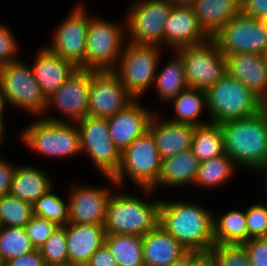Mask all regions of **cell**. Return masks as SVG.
I'll return each mask as SVG.
<instances>
[{"label":"cell","instance_id":"obj_47","mask_svg":"<svg viewBox=\"0 0 267 266\" xmlns=\"http://www.w3.org/2000/svg\"><path fill=\"white\" fill-rule=\"evenodd\" d=\"M188 266H216V263L210 252L189 251Z\"/></svg>","mask_w":267,"mask_h":266},{"label":"cell","instance_id":"obj_10","mask_svg":"<svg viewBox=\"0 0 267 266\" xmlns=\"http://www.w3.org/2000/svg\"><path fill=\"white\" fill-rule=\"evenodd\" d=\"M125 13L127 40L164 48V27L174 5L171 0H133Z\"/></svg>","mask_w":267,"mask_h":266},{"label":"cell","instance_id":"obj_32","mask_svg":"<svg viewBox=\"0 0 267 266\" xmlns=\"http://www.w3.org/2000/svg\"><path fill=\"white\" fill-rule=\"evenodd\" d=\"M191 150L200 162L225 154L224 134L219 124L196 126L192 135Z\"/></svg>","mask_w":267,"mask_h":266},{"label":"cell","instance_id":"obj_36","mask_svg":"<svg viewBox=\"0 0 267 266\" xmlns=\"http://www.w3.org/2000/svg\"><path fill=\"white\" fill-rule=\"evenodd\" d=\"M32 216V204L10 193L0 197V218L3 227H25Z\"/></svg>","mask_w":267,"mask_h":266},{"label":"cell","instance_id":"obj_7","mask_svg":"<svg viewBox=\"0 0 267 266\" xmlns=\"http://www.w3.org/2000/svg\"><path fill=\"white\" fill-rule=\"evenodd\" d=\"M163 50L167 52L161 46L126 42L112 71L134 99H140L151 89L160 60H163Z\"/></svg>","mask_w":267,"mask_h":266},{"label":"cell","instance_id":"obj_35","mask_svg":"<svg viewBox=\"0 0 267 266\" xmlns=\"http://www.w3.org/2000/svg\"><path fill=\"white\" fill-rule=\"evenodd\" d=\"M55 188L32 204L33 215L55 222L58 226H65L68 224V199L64 200L61 195H57Z\"/></svg>","mask_w":267,"mask_h":266},{"label":"cell","instance_id":"obj_42","mask_svg":"<svg viewBox=\"0 0 267 266\" xmlns=\"http://www.w3.org/2000/svg\"><path fill=\"white\" fill-rule=\"evenodd\" d=\"M243 245L251 266H267V237L252 238Z\"/></svg>","mask_w":267,"mask_h":266},{"label":"cell","instance_id":"obj_1","mask_svg":"<svg viewBox=\"0 0 267 266\" xmlns=\"http://www.w3.org/2000/svg\"><path fill=\"white\" fill-rule=\"evenodd\" d=\"M169 200L161 198L158 224L188 251L209 252L214 245V211L194 199Z\"/></svg>","mask_w":267,"mask_h":266},{"label":"cell","instance_id":"obj_8","mask_svg":"<svg viewBox=\"0 0 267 266\" xmlns=\"http://www.w3.org/2000/svg\"><path fill=\"white\" fill-rule=\"evenodd\" d=\"M162 159L155 139L148 130L135 139L122 153L117 173L112 177L118 187L129 180L137 188H152L159 179Z\"/></svg>","mask_w":267,"mask_h":266},{"label":"cell","instance_id":"obj_38","mask_svg":"<svg viewBox=\"0 0 267 266\" xmlns=\"http://www.w3.org/2000/svg\"><path fill=\"white\" fill-rule=\"evenodd\" d=\"M209 252L216 266H251L243 244H214Z\"/></svg>","mask_w":267,"mask_h":266},{"label":"cell","instance_id":"obj_22","mask_svg":"<svg viewBox=\"0 0 267 266\" xmlns=\"http://www.w3.org/2000/svg\"><path fill=\"white\" fill-rule=\"evenodd\" d=\"M31 65L43 94L48 97L58 90L77 69L72 63L52 53L45 44L36 50Z\"/></svg>","mask_w":267,"mask_h":266},{"label":"cell","instance_id":"obj_55","mask_svg":"<svg viewBox=\"0 0 267 266\" xmlns=\"http://www.w3.org/2000/svg\"><path fill=\"white\" fill-rule=\"evenodd\" d=\"M3 230V224H2V221H1V218H0V232Z\"/></svg>","mask_w":267,"mask_h":266},{"label":"cell","instance_id":"obj_37","mask_svg":"<svg viewBox=\"0 0 267 266\" xmlns=\"http://www.w3.org/2000/svg\"><path fill=\"white\" fill-rule=\"evenodd\" d=\"M66 243V225L58 226L39 248L41 257L47 266H69Z\"/></svg>","mask_w":267,"mask_h":266},{"label":"cell","instance_id":"obj_53","mask_svg":"<svg viewBox=\"0 0 267 266\" xmlns=\"http://www.w3.org/2000/svg\"><path fill=\"white\" fill-rule=\"evenodd\" d=\"M260 20H261V23H262V25H263L266 33H267V16L261 18Z\"/></svg>","mask_w":267,"mask_h":266},{"label":"cell","instance_id":"obj_31","mask_svg":"<svg viewBox=\"0 0 267 266\" xmlns=\"http://www.w3.org/2000/svg\"><path fill=\"white\" fill-rule=\"evenodd\" d=\"M238 169L239 167L226 153L219 157L202 161L200 162L193 188L210 191V189L226 186L229 181H232Z\"/></svg>","mask_w":267,"mask_h":266},{"label":"cell","instance_id":"obj_27","mask_svg":"<svg viewBox=\"0 0 267 266\" xmlns=\"http://www.w3.org/2000/svg\"><path fill=\"white\" fill-rule=\"evenodd\" d=\"M241 0H196L192 6L199 25L212 39L231 19L241 14Z\"/></svg>","mask_w":267,"mask_h":266},{"label":"cell","instance_id":"obj_26","mask_svg":"<svg viewBox=\"0 0 267 266\" xmlns=\"http://www.w3.org/2000/svg\"><path fill=\"white\" fill-rule=\"evenodd\" d=\"M45 169L31 165H17L13 174L10 194L22 201L33 204L51 190L55 183Z\"/></svg>","mask_w":267,"mask_h":266},{"label":"cell","instance_id":"obj_33","mask_svg":"<svg viewBox=\"0 0 267 266\" xmlns=\"http://www.w3.org/2000/svg\"><path fill=\"white\" fill-rule=\"evenodd\" d=\"M105 245L117 266H144L142 236L129 234H106Z\"/></svg>","mask_w":267,"mask_h":266},{"label":"cell","instance_id":"obj_13","mask_svg":"<svg viewBox=\"0 0 267 266\" xmlns=\"http://www.w3.org/2000/svg\"><path fill=\"white\" fill-rule=\"evenodd\" d=\"M81 2L74 4L68 15L52 29L51 42L45 46L76 68L85 69L89 12L85 2Z\"/></svg>","mask_w":267,"mask_h":266},{"label":"cell","instance_id":"obj_52","mask_svg":"<svg viewBox=\"0 0 267 266\" xmlns=\"http://www.w3.org/2000/svg\"><path fill=\"white\" fill-rule=\"evenodd\" d=\"M252 171H253V173H258L259 172V175L264 173V175L266 177L264 182H265V187H266V190H267V165L262 166V167H256Z\"/></svg>","mask_w":267,"mask_h":266},{"label":"cell","instance_id":"obj_29","mask_svg":"<svg viewBox=\"0 0 267 266\" xmlns=\"http://www.w3.org/2000/svg\"><path fill=\"white\" fill-rule=\"evenodd\" d=\"M171 57L163 68H157L152 88H155V95L159 103H168L175 98L180 92L188 87L185 76L184 66L181 58L174 52L169 51ZM173 55V56H172ZM169 59V61H168Z\"/></svg>","mask_w":267,"mask_h":266},{"label":"cell","instance_id":"obj_56","mask_svg":"<svg viewBox=\"0 0 267 266\" xmlns=\"http://www.w3.org/2000/svg\"><path fill=\"white\" fill-rule=\"evenodd\" d=\"M0 266H4V262L0 258Z\"/></svg>","mask_w":267,"mask_h":266},{"label":"cell","instance_id":"obj_3","mask_svg":"<svg viewBox=\"0 0 267 266\" xmlns=\"http://www.w3.org/2000/svg\"><path fill=\"white\" fill-rule=\"evenodd\" d=\"M224 134L225 153L239 168L253 170L267 165V113L220 124Z\"/></svg>","mask_w":267,"mask_h":266},{"label":"cell","instance_id":"obj_9","mask_svg":"<svg viewBox=\"0 0 267 266\" xmlns=\"http://www.w3.org/2000/svg\"><path fill=\"white\" fill-rule=\"evenodd\" d=\"M0 88L10 107L30 114L32 118L43 117L46 96L34 77L31 65L25 60L19 58L0 66Z\"/></svg>","mask_w":267,"mask_h":266},{"label":"cell","instance_id":"obj_34","mask_svg":"<svg viewBox=\"0 0 267 266\" xmlns=\"http://www.w3.org/2000/svg\"><path fill=\"white\" fill-rule=\"evenodd\" d=\"M34 250L25 227H3L0 232V258L4 263Z\"/></svg>","mask_w":267,"mask_h":266},{"label":"cell","instance_id":"obj_41","mask_svg":"<svg viewBox=\"0 0 267 266\" xmlns=\"http://www.w3.org/2000/svg\"><path fill=\"white\" fill-rule=\"evenodd\" d=\"M8 25L0 22V66L21 58L20 44ZM19 56V57H18Z\"/></svg>","mask_w":267,"mask_h":266},{"label":"cell","instance_id":"obj_40","mask_svg":"<svg viewBox=\"0 0 267 266\" xmlns=\"http://www.w3.org/2000/svg\"><path fill=\"white\" fill-rule=\"evenodd\" d=\"M57 227L55 222L33 215L25 230L35 249H39Z\"/></svg>","mask_w":267,"mask_h":266},{"label":"cell","instance_id":"obj_45","mask_svg":"<svg viewBox=\"0 0 267 266\" xmlns=\"http://www.w3.org/2000/svg\"><path fill=\"white\" fill-rule=\"evenodd\" d=\"M4 266H47L41 257L39 249H35L31 253L13 258L4 263Z\"/></svg>","mask_w":267,"mask_h":266},{"label":"cell","instance_id":"obj_2","mask_svg":"<svg viewBox=\"0 0 267 266\" xmlns=\"http://www.w3.org/2000/svg\"><path fill=\"white\" fill-rule=\"evenodd\" d=\"M122 190L117 187L108 201L103 224L106 234L146 235L158 225L161 198L154 199L151 188H138L139 196Z\"/></svg>","mask_w":267,"mask_h":266},{"label":"cell","instance_id":"obj_23","mask_svg":"<svg viewBox=\"0 0 267 266\" xmlns=\"http://www.w3.org/2000/svg\"><path fill=\"white\" fill-rule=\"evenodd\" d=\"M106 232L103 225H66L69 266H85L93 253L105 244Z\"/></svg>","mask_w":267,"mask_h":266},{"label":"cell","instance_id":"obj_50","mask_svg":"<svg viewBox=\"0 0 267 266\" xmlns=\"http://www.w3.org/2000/svg\"><path fill=\"white\" fill-rule=\"evenodd\" d=\"M6 118H0V148H2L4 142L6 141L5 133L7 132L6 130Z\"/></svg>","mask_w":267,"mask_h":266},{"label":"cell","instance_id":"obj_18","mask_svg":"<svg viewBox=\"0 0 267 266\" xmlns=\"http://www.w3.org/2000/svg\"><path fill=\"white\" fill-rule=\"evenodd\" d=\"M141 102L140 99H135L126 108L107 119L110 137L121 153L149 130L152 117L156 113Z\"/></svg>","mask_w":267,"mask_h":266},{"label":"cell","instance_id":"obj_5","mask_svg":"<svg viewBox=\"0 0 267 266\" xmlns=\"http://www.w3.org/2000/svg\"><path fill=\"white\" fill-rule=\"evenodd\" d=\"M205 92L208 117L214 124L247 118L263 109V101L228 73Z\"/></svg>","mask_w":267,"mask_h":266},{"label":"cell","instance_id":"obj_25","mask_svg":"<svg viewBox=\"0 0 267 266\" xmlns=\"http://www.w3.org/2000/svg\"><path fill=\"white\" fill-rule=\"evenodd\" d=\"M144 266H168L188 250L159 224L142 236Z\"/></svg>","mask_w":267,"mask_h":266},{"label":"cell","instance_id":"obj_54","mask_svg":"<svg viewBox=\"0 0 267 266\" xmlns=\"http://www.w3.org/2000/svg\"><path fill=\"white\" fill-rule=\"evenodd\" d=\"M263 109L266 111V113H267V101H264L263 102Z\"/></svg>","mask_w":267,"mask_h":266},{"label":"cell","instance_id":"obj_4","mask_svg":"<svg viewBox=\"0 0 267 266\" xmlns=\"http://www.w3.org/2000/svg\"><path fill=\"white\" fill-rule=\"evenodd\" d=\"M33 120L17 136L26 149L41 157L59 160L81 154L80 134L76 123L53 122L42 117Z\"/></svg>","mask_w":267,"mask_h":266},{"label":"cell","instance_id":"obj_14","mask_svg":"<svg viewBox=\"0 0 267 266\" xmlns=\"http://www.w3.org/2000/svg\"><path fill=\"white\" fill-rule=\"evenodd\" d=\"M174 52L183 62L188 87L206 91L227 73L226 56L213 39Z\"/></svg>","mask_w":267,"mask_h":266},{"label":"cell","instance_id":"obj_46","mask_svg":"<svg viewBox=\"0 0 267 266\" xmlns=\"http://www.w3.org/2000/svg\"><path fill=\"white\" fill-rule=\"evenodd\" d=\"M85 266H117V263L108 247L104 244L93 253Z\"/></svg>","mask_w":267,"mask_h":266},{"label":"cell","instance_id":"obj_51","mask_svg":"<svg viewBox=\"0 0 267 266\" xmlns=\"http://www.w3.org/2000/svg\"><path fill=\"white\" fill-rule=\"evenodd\" d=\"M196 0H171L176 7H192Z\"/></svg>","mask_w":267,"mask_h":266},{"label":"cell","instance_id":"obj_49","mask_svg":"<svg viewBox=\"0 0 267 266\" xmlns=\"http://www.w3.org/2000/svg\"><path fill=\"white\" fill-rule=\"evenodd\" d=\"M189 264V251H187L180 258L172 261L168 266H188Z\"/></svg>","mask_w":267,"mask_h":266},{"label":"cell","instance_id":"obj_12","mask_svg":"<svg viewBox=\"0 0 267 266\" xmlns=\"http://www.w3.org/2000/svg\"><path fill=\"white\" fill-rule=\"evenodd\" d=\"M76 124L80 134L81 155H86L102 176L113 177L121 163V152L110 137L107 119L87 115Z\"/></svg>","mask_w":267,"mask_h":266},{"label":"cell","instance_id":"obj_24","mask_svg":"<svg viewBox=\"0 0 267 266\" xmlns=\"http://www.w3.org/2000/svg\"><path fill=\"white\" fill-rule=\"evenodd\" d=\"M199 166L200 161L191 149L163 159L158 182L151 189L156 193L159 187L166 188L167 191L172 188L179 190L188 185L193 186Z\"/></svg>","mask_w":267,"mask_h":266},{"label":"cell","instance_id":"obj_17","mask_svg":"<svg viewBox=\"0 0 267 266\" xmlns=\"http://www.w3.org/2000/svg\"><path fill=\"white\" fill-rule=\"evenodd\" d=\"M134 100L112 70H91L88 115L108 119Z\"/></svg>","mask_w":267,"mask_h":266},{"label":"cell","instance_id":"obj_48","mask_svg":"<svg viewBox=\"0 0 267 266\" xmlns=\"http://www.w3.org/2000/svg\"><path fill=\"white\" fill-rule=\"evenodd\" d=\"M8 102L6 96L3 94V91L0 88V118H5L6 111L8 109Z\"/></svg>","mask_w":267,"mask_h":266},{"label":"cell","instance_id":"obj_28","mask_svg":"<svg viewBox=\"0 0 267 266\" xmlns=\"http://www.w3.org/2000/svg\"><path fill=\"white\" fill-rule=\"evenodd\" d=\"M173 107V116L165 118L175 123L189 124L193 126H203L211 123L210 118L202 119V114L207 112L206 92L204 90L187 87L175 98L171 99L167 105ZM206 120V121H205Z\"/></svg>","mask_w":267,"mask_h":266},{"label":"cell","instance_id":"obj_16","mask_svg":"<svg viewBox=\"0 0 267 266\" xmlns=\"http://www.w3.org/2000/svg\"><path fill=\"white\" fill-rule=\"evenodd\" d=\"M102 177L106 178L110 184L91 186L90 184L73 183L69 188V194H67L68 223L104 224L108 201L118 185L112 177Z\"/></svg>","mask_w":267,"mask_h":266},{"label":"cell","instance_id":"obj_11","mask_svg":"<svg viewBox=\"0 0 267 266\" xmlns=\"http://www.w3.org/2000/svg\"><path fill=\"white\" fill-rule=\"evenodd\" d=\"M90 82L91 70L77 68L58 90L46 97L42 118L66 123L82 120L88 115ZM55 110L61 117L51 113Z\"/></svg>","mask_w":267,"mask_h":266},{"label":"cell","instance_id":"obj_15","mask_svg":"<svg viewBox=\"0 0 267 266\" xmlns=\"http://www.w3.org/2000/svg\"><path fill=\"white\" fill-rule=\"evenodd\" d=\"M212 39L225 56L239 53L265 55L267 52V33L261 20L242 13L231 19Z\"/></svg>","mask_w":267,"mask_h":266},{"label":"cell","instance_id":"obj_44","mask_svg":"<svg viewBox=\"0 0 267 266\" xmlns=\"http://www.w3.org/2000/svg\"><path fill=\"white\" fill-rule=\"evenodd\" d=\"M241 13L247 17L261 19L267 16V0H241Z\"/></svg>","mask_w":267,"mask_h":266},{"label":"cell","instance_id":"obj_6","mask_svg":"<svg viewBox=\"0 0 267 266\" xmlns=\"http://www.w3.org/2000/svg\"><path fill=\"white\" fill-rule=\"evenodd\" d=\"M122 18L115 22L89 13L85 69L104 71L116 67L128 41L126 19Z\"/></svg>","mask_w":267,"mask_h":266},{"label":"cell","instance_id":"obj_21","mask_svg":"<svg viewBox=\"0 0 267 266\" xmlns=\"http://www.w3.org/2000/svg\"><path fill=\"white\" fill-rule=\"evenodd\" d=\"M160 114L156 111L152 117L149 131L155 139L161 159L190 150L195 126L169 121Z\"/></svg>","mask_w":267,"mask_h":266},{"label":"cell","instance_id":"obj_20","mask_svg":"<svg viewBox=\"0 0 267 266\" xmlns=\"http://www.w3.org/2000/svg\"><path fill=\"white\" fill-rule=\"evenodd\" d=\"M227 73L241 81L263 102L267 98V60L265 55L231 54L226 56Z\"/></svg>","mask_w":267,"mask_h":266},{"label":"cell","instance_id":"obj_19","mask_svg":"<svg viewBox=\"0 0 267 266\" xmlns=\"http://www.w3.org/2000/svg\"><path fill=\"white\" fill-rule=\"evenodd\" d=\"M209 39L200 27L192 7L172 8L164 27L165 50L174 51L181 47L204 43Z\"/></svg>","mask_w":267,"mask_h":266},{"label":"cell","instance_id":"obj_30","mask_svg":"<svg viewBox=\"0 0 267 266\" xmlns=\"http://www.w3.org/2000/svg\"><path fill=\"white\" fill-rule=\"evenodd\" d=\"M213 213L214 244H244L248 241L246 210L230 209Z\"/></svg>","mask_w":267,"mask_h":266},{"label":"cell","instance_id":"obj_43","mask_svg":"<svg viewBox=\"0 0 267 266\" xmlns=\"http://www.w3.org/2000/svg\"><path fill=\"white\" fill-rule=\"evenodd\" d=\"M17 164L0 154V197L9 194Z\"/></svg>","mask_w":267,"mask_h":266},{"label":"cell","instance_id":"obj_39","mask_svg":"<svg viewBox=\"0 0 267 266\" xmlns=\"http://www.w3.org/2000/svg\"><path fill=\"white\" fill-rule=\"evenodd\" d=\"M252 202L246 209L248 240L267 237V203Z\"/></svg>","mask_w":267,"mask_h":266}]
</instances>
